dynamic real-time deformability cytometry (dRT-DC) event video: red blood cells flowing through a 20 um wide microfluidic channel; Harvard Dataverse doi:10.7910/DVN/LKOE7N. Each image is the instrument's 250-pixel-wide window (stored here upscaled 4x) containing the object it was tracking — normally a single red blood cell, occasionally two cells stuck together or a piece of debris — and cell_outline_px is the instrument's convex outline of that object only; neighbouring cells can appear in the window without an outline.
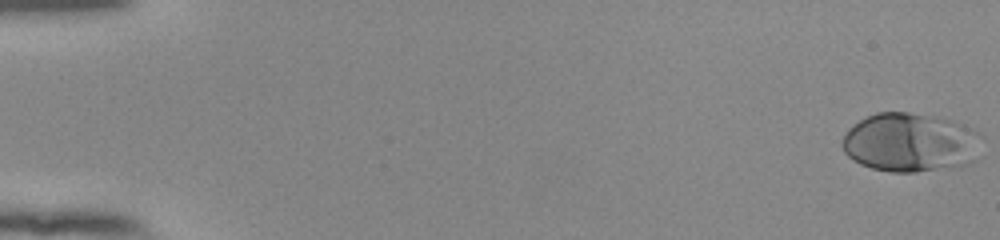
{"species": "human", "species_latin": "Homo sapiens", "temperature_condition": "room temperature", "stored_images_in_passage": 54, "camera_frame_rate_fps": 3000, "um_per_image_px": 0.085, "donor": {"sex": "female"}, "frame": {"image": 1, "passage_image": 1, "time_ms": 0.0, "image_size_px": [1000, 240], "cell_outline_px": [[984, 136], [976, 160], [968, 164], [956, 168], [916, 172], [892, 172], [872, 168], [860, 164], [852, 160], [844, 152], [844, 136], [848, 128], [860, 120], [876, 112], [908, 112], [940, 116], [964, 124], [980, 132]], "centroid_in_image_um": [77.47, 12.11], "position_along_channel_um": 7.5, "area_um2": 48.9}}
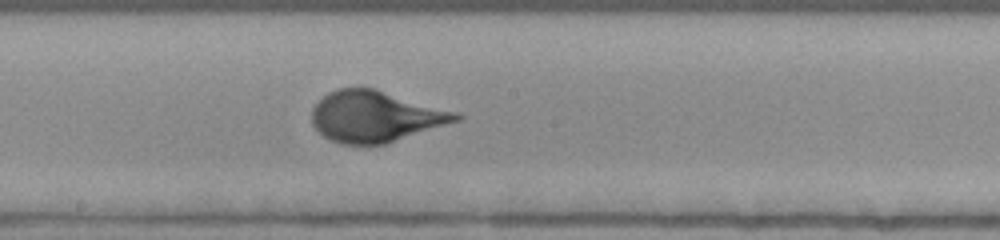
{"frame": {"image": 2, "passage_image": 31, "time_ms": 10.0, "image_size_px": [1000, 240], "cell_outline_px": [[464, 116], [460, 120], [384, 144], [340, 144], [328, 140], [312, 124], [312, 108], [328, 92], [336, 88], [372, 88], [456, 112]], "centroid_in_image_um": [31.87, 9.91], "position_along_channel_um": 216.3, "area_um2": 42.31}}
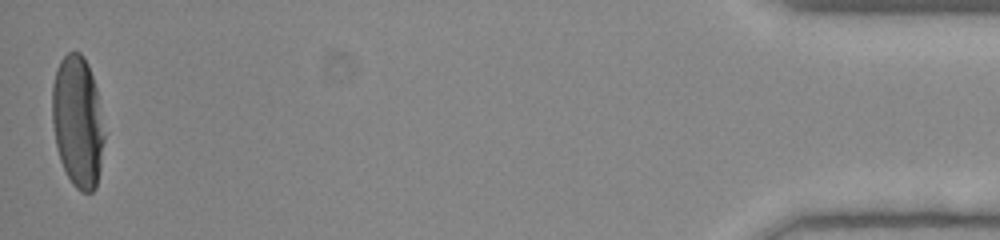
{"frame": {"image": 3, "passage_image": 54, "time_ms": 17.667, "image_size_px": [1000, 240], "cell_outline_px": [[104, 140], [100, 168], [96, 188], [92, 192], [80, 192], [72, 184], [60, 160], [56, 144], [52, 124], [52, 84], [56, 68], [60, 60], [68, 52], [80, 52], [84, 56], [88, 64], [96, 88], [104, 136]], "centroid_in_image_um": [6.58, 10.33], "position_along_channel_um": 428.6, "area_um2": 39.82}}